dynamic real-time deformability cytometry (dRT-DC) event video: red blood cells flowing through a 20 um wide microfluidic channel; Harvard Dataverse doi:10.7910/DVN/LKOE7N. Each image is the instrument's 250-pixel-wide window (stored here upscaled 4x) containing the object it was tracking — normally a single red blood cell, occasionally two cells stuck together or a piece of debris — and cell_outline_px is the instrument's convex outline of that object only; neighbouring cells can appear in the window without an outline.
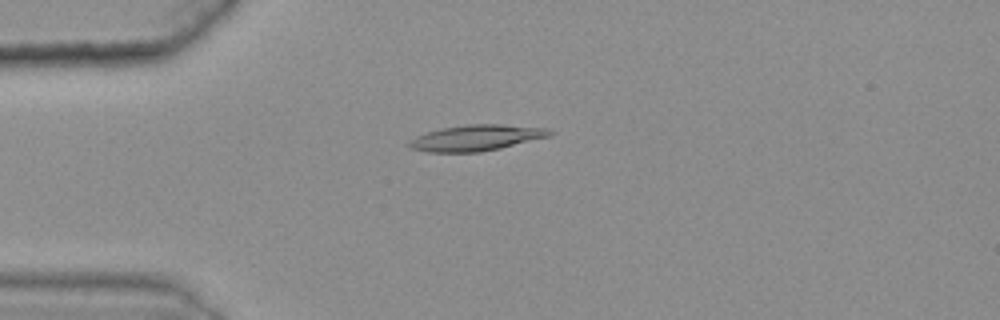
{"species": "common noctule bat (a hibernating species)", "species_latin": "Nyctalus noctula", "temperature_condition": "warm", "stored_images_in_passage": 41, "camera_frame_rate_fps": 3000, "um_per_image_px": 0.085, "animal": {"sex": "female", "body_mass_g": 25.1}, "frame": {"image": 1, "passage_image": 6, "time_ms": 1.667, "image_size_px": [1000, 320], "cell_outline_px": [[556, 132], [552, 136], [500, 148], [480, 152], [428, 152], [412, 148], [404, 144], [416, 136], [440, 128], [468, 124], [504, 124], [548, 128]], "centroid_in_image_um": [40.53, 11.71], "position_along_channel_um": 44.5, "area_um2": 21.44}}
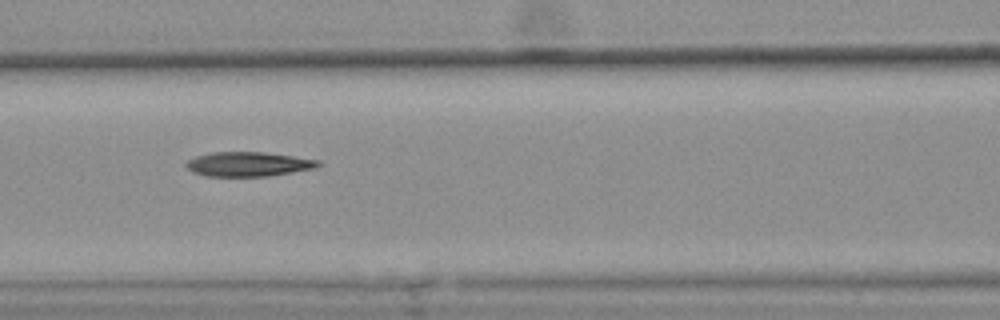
{"frame": {"image": 2, "passage_image": 16, "time_ms": 5.0, "image_size_px": [1000, 320], "cell_outline_px": [[320, 164], [316, 168], [268, 176], [204, 176], [192, 172], [184, 164], [188, 160], [196, 156], [212, 152], [264, 152], [320, 160]], "centroid_in_image_um": [21.08, 13.95], "position_along_channel_um": 145.5, "area_um2": 18.79}}
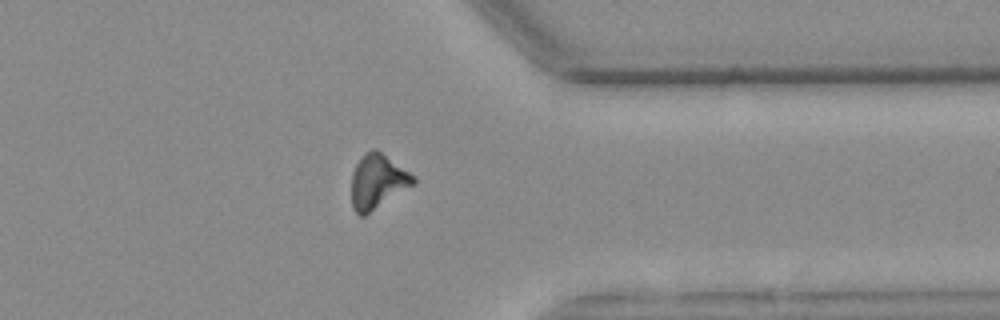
{"frame": {"image": 3, "passage_image": 36, "time_ms": 11.667, "image_size_px": [1000, 320], "cell_outline_px": [[416, 184], [364, 216], [360, 216], [352, 208], [352, 172], [360, 156], [364, 152], [372, 148], [376, 148], [416, 176]], "centroid_in_image_um": [32.11, 15.41], "position_along_channel_um": 379.3, "area_um2": 19.94}, "authors_computed_cell_mechanics": {"area_um2": 19.1896, "velocity_mm_per_s": 3.6137, "shape_relaxation_time_tau1_ms": 7.8622, "shape_relaxation_time_tau2_ms": 10.9637, "deformation_change_tau1": 0.2521, "deformation_change_tau2": 0.2406}}